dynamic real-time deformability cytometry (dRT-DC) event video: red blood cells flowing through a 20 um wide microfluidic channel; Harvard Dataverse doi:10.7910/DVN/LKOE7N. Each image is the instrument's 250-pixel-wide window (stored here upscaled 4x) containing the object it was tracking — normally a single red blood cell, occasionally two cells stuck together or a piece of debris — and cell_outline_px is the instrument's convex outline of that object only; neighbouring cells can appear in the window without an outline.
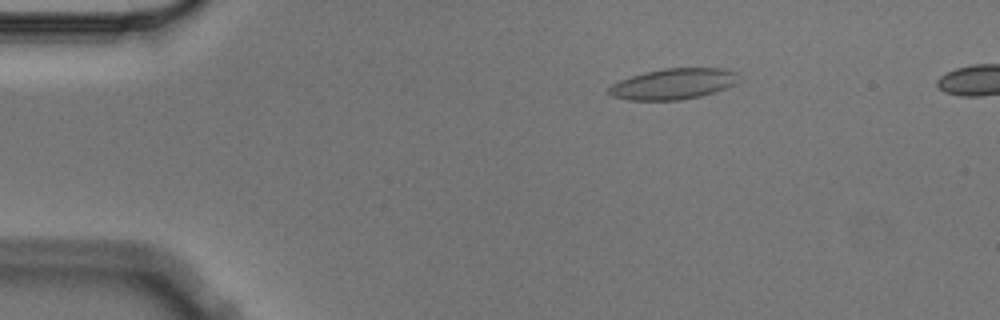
{"species": "Egyptian fruit bat (a non-hibernating species)", "species_latin": "Rousettus aegyptiacus", "temperature_condition": "cold", "stored_images_in_passage": 6, "segment_of_instrument_passage": [1, 2], "camera_frame_rate_fps": 3000, "um_per_image_px": 0.085, "animal": {"sex": "male"}, "frame": {"image": 1, "passage_image": 3, "time_ms": 0.667, "image_size_px": [1000, 320], "cell_outline_px": [[740, 80], [736, 84], [728, 88], [700, 96], [680, 100], [628, 100], [612, 96], [608, 92], [608, 88], [612, 84], [620, 80], [644, 72], [664, 68], [724, 68], [736, 72]], "centroid_in_image_um": [57.26, 7.13], "position_along_channel_um": 27.7, "area_um2": 23.47}}